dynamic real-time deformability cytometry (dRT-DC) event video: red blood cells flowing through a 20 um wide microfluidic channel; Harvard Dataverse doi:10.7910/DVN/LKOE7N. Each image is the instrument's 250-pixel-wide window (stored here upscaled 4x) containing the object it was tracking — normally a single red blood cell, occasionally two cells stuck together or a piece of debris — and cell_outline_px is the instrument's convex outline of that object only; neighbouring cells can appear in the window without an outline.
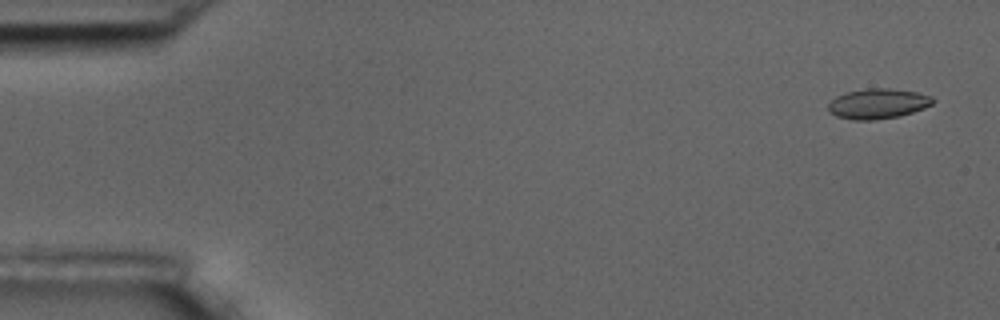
{"species": "common noctule bat (a hibernating species)", "species_latin": "Nyctalus noctula", "temperature_condition": "room temperature", "stored_images_in_passage": 5, "camera_frame_rate_fps": 3000, "um_per_image_px": 0.085, "animal": {"sex": "male", "body_mass_g": 17.5, "forearm_length_mm": 52.3}, "frame": {"image": 1, "passage_image": 1, "time_ms": 0.0, "image_size_px": [1000, 320], "cell_outline_px": [[936, 100], [932, 104], [924, 108], [900, 116], [876, 120], [852, 120], [836, 116], [828, 112], [828, 104], [836, 96], [848, 92], [868, 88], [892, 88], [916, 92], [932, 96]], "centroid_in_image_um": [74.62, 8.82], "position_along_channel_um": 10.4, "area_um2": 18.5}}
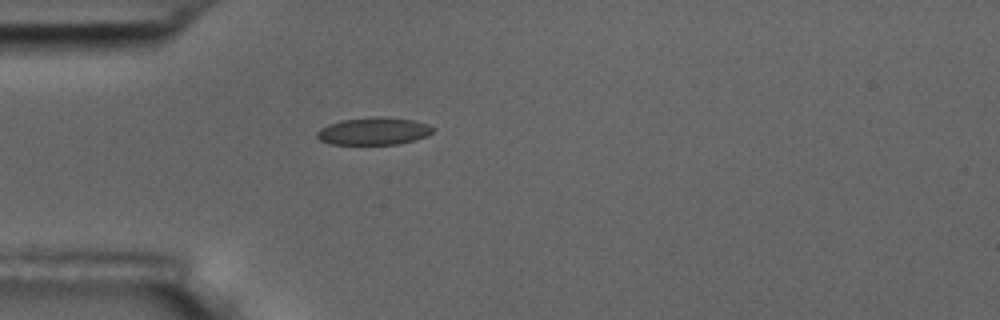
{"frame": {"image": 2, "passage_image": 5, "time_ms": 4.667, "image_size_px": [1000, 320], "cell_outline_px": [[436, 128], [428, 136], [416, 140], [400, 144], [328, 144], [320, 140], [316, 136], [316, 132], [320, 128], [328, 124], [344, 120], [372, 116], [380, 116], [412, 120]], "centroid_in_image_um": [31.75, 11.15], "position_along_channel_um": 53.2, "area_um2": 18.61}}